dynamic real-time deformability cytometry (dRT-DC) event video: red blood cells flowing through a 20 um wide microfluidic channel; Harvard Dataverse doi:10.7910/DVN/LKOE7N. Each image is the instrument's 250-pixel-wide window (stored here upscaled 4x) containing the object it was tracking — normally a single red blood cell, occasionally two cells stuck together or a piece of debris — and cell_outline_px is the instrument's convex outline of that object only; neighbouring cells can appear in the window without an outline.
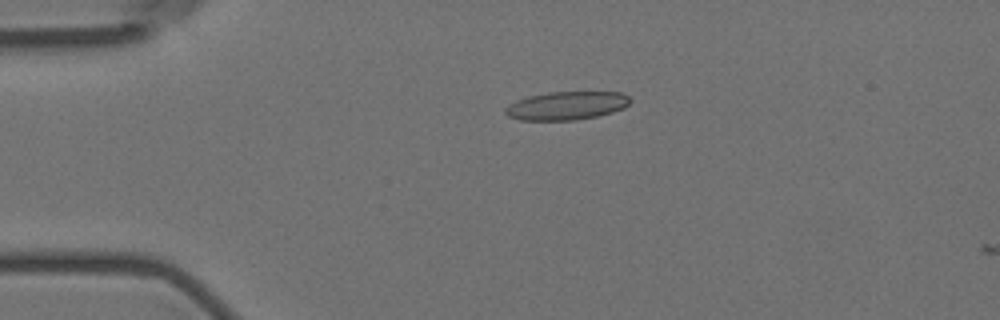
{"species": "Egyptian fruit bat (a non-hibernating species)", "species_latin": "Rousettus aegyptiacus", "temperature_condition": "room temperature", "stored_images_in_passage": 2, "camera_frame_rate_fps": 3000, "um_per_image_px": 0.085, "animal": {"sex": "female"}, "frame": {"image": 1, "passage_image": 1, "time_ms": 0.0, "image_size_px": [1000, 320], "cell_outline_px": [[632, 100], [624, 108], [612, 112], [596, 116], [576, 120], [520, 120], [508, 116], [504, 112], [504, 108], [508, 104], [516, 100], [528, 96], [548, 92], [620, 92], [628, 96]], "centroid_in_image_um": [48.13, 8.98], "position_along_channel_um": 36.9, "area_um2": 20.69}}